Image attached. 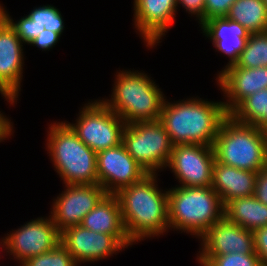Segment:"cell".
I'll use <instances>...</instances> for the list:
<instances>
[{
    "mask_svg": "<svg viewBox=\"0 0 267 266\" xmlns=\"http://www.w3.org/2000/svg\"><path fill=\"white\" fill-rule=\"evenodd\" d=\"M158 176L148 174L115 194L120 203L125 231L133 245L155 236L158 238L170 230L168 189L158 187Z\"/></svg>",
    "mask_w": 267,
    "mask_h": 266,
    "instance_id": "cell-1",
    "label": "cell"
},
{
    "mask_svg": "<svg viewBox=\"0 0 267 266\" xmlns=\"http://www.w3.org/2000/svg\"><path fill=\"white\" fill-rule=\"evenodd\" d=\"M229 114L223 101H208L198 96L163 102L160 121L172 145L200 144L213 147L223 120Z\"/></svg>",
    "mask_w": 267,
    "mask_h": 266,
    "instance_id": "cell-2",
    "label": "cell"
},
{
    "mask_svg": "<svg viewBox=\"0 0 267 266\" xmlns=\"http://www.w3.org/2000/svg\"><path fill=\"white\" fill-rule=\"evenodd\" d=\"M142 71L117 70L111 98L100 99L126 124L160 119L166 96L152 77Z\"/></svg>",
    "mask_w": 267,
    "mask_h": 266,
    "instance_id": "cell-3",
    "label": "cell"
},
{
    "mask_svg": "<svg viewBox=\"0 0 267 266\" xmlns=\"http://www.w3.org/2000/svg\"><path fill=\"white\" fill-rule=\"evenodd\" d=\"M46 151L63 184H98L97 153L65 122L48 125Z\"/></svg>",
    "mask_w": 267,
    "mask_h": 266,
    "instance_id": "cell-4",
    "label": "cell"
},
{
    "mask_svg": "<svg viewBox=\"0 0 267 266\" xmlns=\"http://www.w3.org/2000/svg\"><path fill=\"white\" fill-rule=\"evenodd\" d=\"M224 217L219 194L210 187L173 186L168 189L170 230L199 238Z\"/></svg>",
    "mask_w": 267,
    "mask_h": 266,
    "instance_id": "cell-5",
    "label": "cell"
},
{
    "mask_svg": "<svg viewBox=\"0 0 267 266\" xmlns=\"http://www.w3.org/2000/svg\"><path fill=\"white\" fill-rule=\"evenodd\" d=\"M215 160L238 169L259 172L267 166V132L228 115L213 144Z\"/></svg>",
    "mask_w": 267,
    "mask_h": 266,
    "instance_id": "cell-6",
    "label": "cell"
},
{
    "mask_svg": "<svg viewBox=\"0 0 267 266\" xmlns=\"http://www.w3.org/2000/svg\"><path fill=\"white\" fill-rule=\"evenodd\" d=\"M122 143L148 174L164 171L173 147L160 120L126 124L122 133Z\"/></svg>",
    "mask_w": 267,
    "mask_h": 266,
    "instance_id": "cell-7",
    "label": "cell"
},
{
    "mask_svg": "<svg viewBox=\"0 0 267 266\" xmlns=\"http://www.w3.org/2000/svg\"><path fill=\"white\" fill-rule=\"evenodd\" d=\"M75 123L65 121L91 150L96 153L122 143L126 123L100 99L85 103Z\"/></svg>",
    "mask_w": 267,
    "mask_h": 266,
    "instance_id": "cell-8",
    "label": "cell"
},
{
    "mask_svg": "<svg viewBox=\"0 0 267 266\" xmlns=\"http://www.w3.org/2000/svg\"><path fill=\"white\" fill-rule=\"evenodd\" d=\"M61 233L52 217H38L4 236V253L21 265L27 259L53 250L60 243ZM16 260V261H15Z\"/></svg>",
    "mask_w": 267,
    "mask_h": 266,
    "instance_id": "cell-9",
    "label": "cell"
},
{
    "mask_svg": "<svg viewBox=\"0 0 267 266\" xmlns=\"http://www.w3.org/2000/svg\"><path fill=\"white\" fill-rule=\"evenodd\" d=\"M215 155L213 147L200 144H178L172 147L166 166L180 183L176 186H212Z\"/></svg>",
    "mask_w": 267,
    "mask_h": 266,
    "instance_id": "cell-10",
    "label": "cell"
},
{
    "mask_svg": "<svg viewBox=\"0 0 267 266\" xmlns=\"http://www.w3.org/2000/svg\"><path fill=\"white\" fill-rule=\"evenodd\" d=\"M64 191L52 201L50 216L61 233L80 225L83 218L107 194L99 184H66Z\"/></svg>",
    "mask_w": 267,
    "mask_h": 266,
    "instance_id": "cell-11",
    "label": "cell"
},
{
    "mask_svg": "<svg viewBox=\"0 0 267 266\" xmlns=\"http://www.w3.org/2000/svg\"><path fill=\"white\" fill-rule=\"evenodd\" d=\"M199 239L201 248L196 261L200 266H204L211 258L218 255L256 254L252 231L230 222L225 216L213 224Z\"/></svg>",
    "mask_w": 267,
    "mask_h": 266,
    "instance_id": "cell-12",
    "label": "cell"
},
{
    "mask_svg": "<svg viewBox=\"0 0 267 266\" xmlns=\"http://www.w3.org/2000/svg\"><path fill=\"white\" fill-rule=\"evenodd\" d=\"M16 31L0 14V94L10 106L17 104L24 67V46Z\"/></svg>",
    "mask_w": 267,
    "mask_h": 266,
    "instance_id": "cell-13",
    "label": "cell"
},
{
    "mask_svg": "<svg viewBox=\"0 0 267 266\" xmlns=\"http://www.w3.org/2000/svg\"><path fill=\"white\" fill-rule=\"evenodd\" d=\"M148 173L127 152L123 143L97 153L98 184L107 194L141 181Z\"/></svg>",
    "mask_w": 267,
    "mask_h": 266,
    "instance_id": "cell-14",
    "label": "cell"
},
{
    "mask_svg": "<svg viewBox=\"0 0 267 266\" xmlns=\"http://www.w3.org/2000/svg\"><path fill=\"white\" fill-rule=\"evenodd\" d=\"M60 243L79 266L107 259L126 248L115 236L97 233L81 225L72 226L62 231Z\"/></svg>",
    "mask_w": 267,
    "mask_h": 266,
    "instance_id": "cell-15",
    "label": "cell"
},
{
    "mask_svg": "<svg viewBox=\"0 0 267 266\" xmlns=\"http://www.w3.org/2000/svg\"><path fill=\"white\" fill-rule=\"evenodd\" d=\"M133 8L132 20L137 34L146 48L156 47L174 24L178 9L176 0H134Z\"/></svg>",
    "mask_w": 267,
    "mask_h": 266,
    "instance_id": "cell-16",
    "label": "cell"
},
{
    "mask_svg": "<svg viewBox=\"0 0 267 266\" xmlns=\"http://www.w3.org/2000/svg\"><path fill=\"white\" fill-rule=\"evenodd\" d=\"M215 75L228 114L246 97L267 89V67L241 68L234 64Z\"/></svg>",
    "mask_w": 267,
    "mask_h": 266,
    "instance_id": "cell-17",
    "label": "cell"
},
{
    "mask_svg": "<svg viewBox=\"0 0 267 266\" xmlns=\"http://www.w3.org/2000/svg\"><path fill=\"white\" fill-rule=\"evenodd\" d=\"M203 35L208 38L217 52L227 55L229 61L219 75L228 66L234 65L245 48L250 32L240 23L226 17H214L200 26Z\"/></svg>",
    "mask_w": 267,
    "mask_h": 266,
    "instance_id": "cell-18",
    "label": "cell"
},
{
    "mask_svg": "<svg viewBox=\"0 0 267 266\" xmlns=\"http://www.w3.org/2000/svg\"><path fill=\"white\" fill-rule=\"evenodd\" d=\"M258 172L238 169L215 160L212 174V189L216 191L225 206L236 198L254 194Z\"/></svg>",
    "mask_w": 267,
    "mask_h": 266,
    "instance_id": "cell-19",
    "label": "cell"
},
{
    "mask_svg": "<svg viewBox=\"0 0 267 266\" xmlns=\"http://www.w3.org/2000/svg\"><path fill=\"white\" fill-rule=\"evenodd\" d=\"M80 225L97 233L113 235L126 248L133 245L125 231L121 207L116 195L106 194L96 207L83 218Z\"/></svg>",
    "mask_w": 267,
    "mask_h": 266,
    "instance_id": "cell-20",
    "label": "cell"
},
{
    "mask_svg": "<svg viewBox=\"0 0 267 266\" xmlns=\"http://www.w3.org/2000/svg\"><path fill=\"white\" fill-rule=\"evenodd\" d=\"M224 216L249 231L267 226V205L253 195L236 198L224 206Z\"/></svg>",
    "mask_w": 267,
    "mask_h": 266,
    "instance_id": "cell-21",
    "label": "cell"
},
{
    "mask_svg": "<svg viewBox=\"0 0 267 266\" xmlns=\"http://www.w3.org/2000/svg\"><path fill=\"white\" fill-rule=\"evenodd\" d=\"M226 18L240 23L250 33L267 32V6L263 0H236Z\"/></svg>",
    "mask_w": 267,
    "mask_h": 266,
    "instance_id": "cell-22",
    "label": "cell"
},
{
    "mask_svg": "<svg viewBox=\"0 0 267 266\" xmlns=\"http://www.w3.org/2000/svg\"><path fill=\"white\" fill-rule=\"evenodd\" d=\"M229 115L240 123L254 125L267 132V89L243 99Z\"/></svg>",
    "mask_w": 267,
    "mask_h": 266,
    "instance_id": "cell-23",
    "label": "cell"
},
{
    "mask_svg": "<svg viewBox=\"0 0 267 266\" xmlns=\"http://www.w3.org/2000/svg\"><path fill=\"white\" fill-rule=\"evenodd\" d=\"M235 65L241 68L267 67V32L250 33Z\"/></svg>",
    "mask_w": 267,
    "mask_h": 266,
    "instance_id": "cell-24",
    "label": "cell"
},
{
    "mask_svg": "<svg viewBox=\"0 0 267 266\" xmlns=\"http://www.w3.org/2000/svg\"><path fill=\"white\" fill-rule=\"evenodd\" d=\"M33 21L38 23L45 30H51L62 36L65 30L63 16L61 11L53 5H43L33 7L31 12L27 15Z\"/></svg>",
    "mask_w": 267,
    "mask_h": 266,
    "instance_id": "cell-25",
    "label": "cell"
},
{
    "mask_svg": "<svg viewBox=\"0 0 267 266\" xmlns=\"http://www.w3.org/2000/svg\"><path fill=\"white\" fill-rule=\"evenodd\" d=\"M20 266H79L67 249L59 243L53 250L31 257Z\"/></svg>",
    "mask_w": 267,
    "mask_h": 266,
    "instance_id": "cell-26",
    "label": "cell"
},
{
    "mask_svg": "<svg viewBox=\"0 0 267 266\" xmlns=\"http://www.w3.org/2000/svg\"><path fill=\"white\" fill-rule=\"evenodd\" d=\"M0 14L13 27V29L16 31L17 36L24 44L29 45V43L33 39H35L40 32L44 30V27H41L27 15L14 22L6 7H4L2 3H0Z\"/></svg>",
    "mask_w": 267,
    "mask_h": 266,
    "instance_id": "cell-27",
    "label": "cell"
},
{
    "mask_svg": "<svg viewBox=\"0 0 267 266\" xmlns=\"http://www.w3.org/2000/svg\"><path fill=\"white\" fill-rule=\"evenodd\" d=\"M204 266H261L256 254L231 253L211 258Z\"/></svg>",
    "mask_w": 267,
    "mask_h": 266,
    "instance_id": "cell-28",
    "label": "cell"
},
{
    "mask_svg": "<svg viewBox=\"0 0 267 266\" xmlns=\"http://www.w3.org/2000/svg\"><path fill=\"white\" fill-rule=\"evenodd\" d=\"M236 0H205L204 22L214 17H226Z\"/></svg>",
    "mask_w": 267,
    "mask_h": 266,
    "instance_id": "cell-29",
    "label": "cell"
},
{
    "mask_svg": "<svg viewBox=\"0 0 267 266\" xmlns=\"http://www.w3.org/2000/svg\"><path fill=\"white\" fill-rule=\"evenodd\" d=\"M253 233L254 249L261 266H267V226L256 229Z\"/></svg>",
    "mask_w": 267,
    "mask_h": 266,
    "instance_id": "cell-30",
    "label": "cell"
},
{
    "mask_svg": "<svg viewBox=\"0 0 267 266\" xmlns=\"http://www.w3.org/2000/svg\"><path fill=\"white\" fill-rule=\"evenodd\" d=\"M60 37L61 36L58 33L44 29L29 43V45L36 46L42 51H49L57 45Z\"/></svg>",
    "mask_w": 267,
    "mask_h": 266,
    "instance_id": "cell-31",
    "label": "cell"
},
{
    "mask_svg": "<svg viewBox=\"0 0 267 266\" xmlns=\"http://www.w3.org/2000/svg\"><path fill=\"white\" fill-rule=\"evenodd\" d=\"M176 3L177 7L182 6L191 17H196L199 27L204 23L205 0H176Z\"/></svg>",
    "mask_w": 267,
    "mask_h": 266,
    "instance_id": "cell-32",
    "label": "cell"
},
{
    "mask_svg": "<svg viewBox=\"0 0 267 266\" xmlns=\"http://www.w3.org/2000/svg\"><path fill=\"white\" fill-rule=\"evenodd\" d=\"M253 196L263 204L267 205V166L257 174Z\"/></svg>",
    "mask_w": 267,
    "mask_h": 266,
    "instance_id": "cell-33",
    "label": "cell"
},
{
    "mask_svg": "<svg viewBox=\"0 0 267 266\" xmlns=\"http://www.w3.org/2000/svg\"><path fill=\"white\" fill-rule=\"evenodd\" d=\"M0 111V143L4 140H9L14 133V126L11 119H9L4 112Z\"/></svg>",
    "mask_w": 267,
    "mask_h": 266,
    "instance_id": "cell-34",
    "label": "cell"
},
{
    "mask_svg": "<svg viewBox=\"0 0 267 266\" xmlns=\"http://www.w3.org/2000/svg\"><path fill=\"white\" fill-rule=\"evenodd\" d=\"M2 239V240H1ZM0 239V248H1V251L4 252V248H5V244H4V237ZM0 251V253H1Z\"/></svg>",
    "mask_w": 267,
    "mask_h": 266,
    "instance_id": "cell-35",
    "label": "cell"
}]
</instances>
